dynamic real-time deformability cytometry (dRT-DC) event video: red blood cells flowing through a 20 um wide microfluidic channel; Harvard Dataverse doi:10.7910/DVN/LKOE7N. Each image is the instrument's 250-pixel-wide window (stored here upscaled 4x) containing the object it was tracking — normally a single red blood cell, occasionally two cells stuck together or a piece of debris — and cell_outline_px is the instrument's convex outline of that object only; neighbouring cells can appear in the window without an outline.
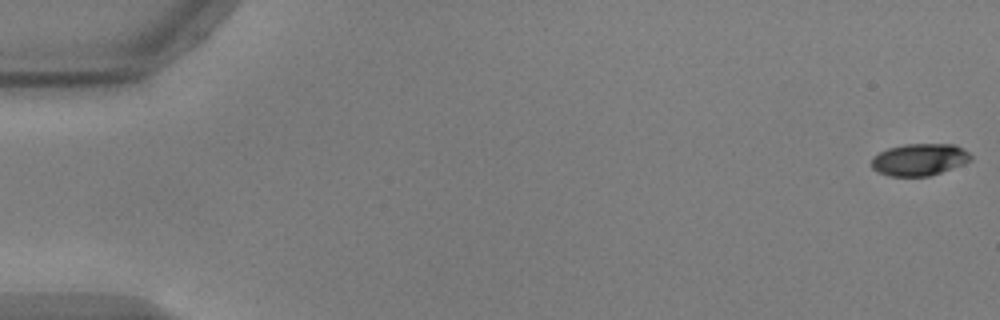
{"species": "common noctule bat (a hibernating species)", "species_latin": "Nyctalus noctula", "temperature_condition": "warm", "stored_images_in_passage": 55, "camera_frame_rate_fps": 3000, "um_per_image_px": 0.085, "animal": {"sex": "male", "body_mass_g": 17.9, "forearm_length_mm": 54.2}, "frame": {"image": 1, "passage_image": 1, "time_ms": 0.0, "image_size_px": [1000, 320], "cell_outline_px": [[972, 160], [964, 164], [928, 176], [888, 176], [872, 168], [872, 156], [888, 148], [904, 144], [956, 144], [964, 148], [972, 156]], "centroid_in_image_um": [78.17, 13.55], "position_along_channel_um": 6.8, "area_um2": 18.55}}
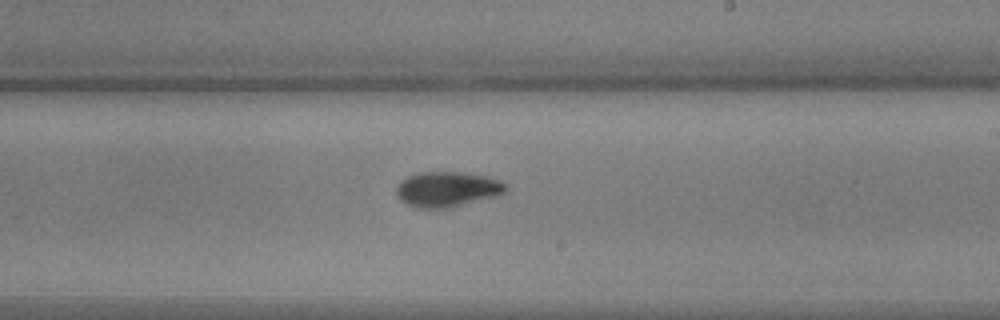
{"frame": {"image": 2, "passage_image": 33, "time_ms": 10.667, "image_size_px": [1000, 320], "cell_outline_px": [[508, 188], [504, 192], [496, 196], [444, 208], [420, 208], [408, 204], [400, 200], [396, 196], [396, 188], [400, 180], [408, 176], [420, 172], [464, 172], [488, 176], [500, 180]], "centroid_in_image_um": [37.99, 16.06], "position_along_channel_um": 251.0, "area_um2": 22.31}}
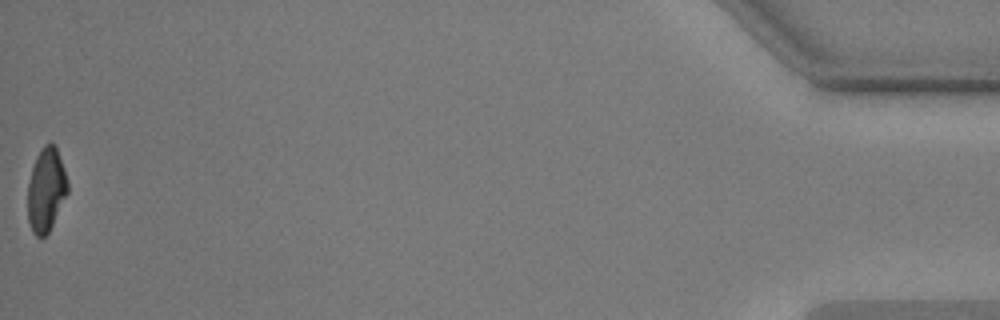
{"frame": {"image": 3, "passage_image": 55, "time_ms": 18.0, "image_size_px": [1000, 320], "cell_outline_px": [[68, 192], [48, 232], [44, 236], [36, 236], [32, 232], [28, 220], [28, 184], [32, 168], [36, 156], [40, 148], [44, 144], [52, 144], [56, 148], [64, 168], [68, 180]], "centroid_in_image_um": [3.91, 16.12], "position_along_channel_um": 431.3, "area_um2": 19.25}, "authors_computed_cell_mechanics": {"area_um2": 20.6924, "velocity_mm_per_s": 3.7317, "shape_relaxation_time_tau1_ms": 3.7121, "shape_relaxation_time_tau2_ms": 5.6502, "deformation_change_tau1": 0.1714, "deformation_change_tau2": 0.1089}}